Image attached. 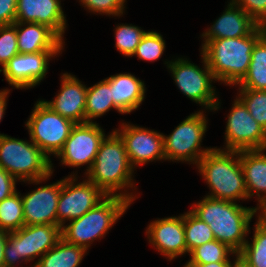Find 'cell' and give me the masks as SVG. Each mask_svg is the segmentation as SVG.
Segmentation results:
<instances>
[{"instance_id": "cell-1", "label": "cell", "mask_w": 266, "mask_h": 267, "mask_svg": "<svg viewBox=\"0 0 266 267\" xmlns=\"http://www.w3.org/2000/svg\"><path fill=\"white\" fill-rule=\"evenodd\" d=\"M134 171L125 145L113 129L100 143L95 160L85 176L106 195L121 196L133 203L138 198V193H130L128 190L137 189Z\"/></svg>"}, {"instance_id": "cell-2", "label": "cell", "mask_w": 266, "mask_h": 267, "mask_svg": "<svg viewBox=\"0 0 266 267\" xmlns=\"http://www.w3.org/2000/svg\"><path fill=\"white\" fill-rule=\"evenodd\" d=\"M192 204L190 211L209 225L216 240L225 243L237 254L243 249L251 233L250 222L259 215L256 206L244 207L237 202L208 196Z\"/></svg>"}, {"instance_id": "cell-3", "label": "cell", "mask_w": 266, "mask_h": 267, "mask_svg": "<svg viewBox=\"0 0 266 267\" xmlns=\"http://www.w3.org/2000/svg\"><path fill=\"white\" fill-rule=\"evenodd\" d=\"M265 33L266 27L258 25L247 36L209 40L201 47L200 54L205 57L217 82L234 86L244 78L253 48Z\"/></svg>"}, {"instance_id": "cell-4", "label": "cell", "mask_w": 266, "mask_h": 267, "mask_svg": "<svg viewBox=\"0 0 266 267\" xmlns=\"http://www.w3.org/2000/svg\"><path fill=\"white\" fill-rule=\"evenodd\" d=\"M214 147L196 165L209 187L208 197L237 202L248 200L240 151Z\"/></svg>"}, {"instance_id": "cell-5", "label": "cell", "mask_w": 266, "mask_h": 267, "mask_svg": "<svg viewBox=\"0 0 266 267\" xmlns=\"http://www.w3.org/2000/svg\"><path fill=\"white\" fill-rule=\"evenodd\" d=\"M0 167L19 182L40 184L51 178L54 167L49 158L31 140L0 135Z\"/></svg>"}, {"instance_id": "cell-6", "label": "cell", "mask_w": 266, "mask_h": 267, "mask_svg": "<svg viewBox=\"0 0 266 267\" xmlns=\"http://www.w3.org/2000/svg\"><path fill=\"white\" fill-rule=\"evenodd\" d=\"M131 204L124 197L107 195L83 216L64 224L61 227L62 238L68 243L89 250L95 240L106 236Z\"/></svg>"}, {"instance_id": "cell-7", "label": "cell", "mask_w": 266, "mask_h": 267, "mask_svg": "<svg viewBox=\"0 0 266 267\" xmlns=\"http://www.w3.org/2000/svg\"><path fill=\"white\" fill-rule=\"evenodd\" d=\"M201 59L202 68L186 57L166 60L164 64H166L172 79L183 95L202 106L204 108L202 110L206 108L207 111H218L221 107V100L218 99L215 86H213L217 80L202 54Z\"/></svg>"}, {"instance_id": "cell-8", "label": "cell", "mask_w": 266, "mask_h": 267, "mask_svg": "<svg viewBox=\"0 0 266 267\" xmlns=\"http://www.w3.org/2000/svg\"><path fill=\"white\" fill-rule=\"evenodd\" d=\"M62 238L61 226L52 224L24 225L8 233L4 247V267H16L43 256Z\"/></svg>"}, {"instance_id": "cell-9", "label": "cell", "mask_w": 266, "mask_h": 267, "mask_svg": "<svg viewBox=\"0 0 266 267\" xmlns=\"http://www.w3.org/2000/svg\"><path fill=\"white\" fill-rule=\"evenodd\" d=\"M205 111H195L175 127L169 135L163 134L165 160L197 165L214 147L202 148L208 119Z\"/></svg>"}, {"instance_id": "cell-10", "label": "cell", "mask_w": 266, "mask_h": 267, "mask_svg": "<svg viewBox=\"0 0 266 267\" xmlns=\"http://www.w3.org/2000/svg\"><path fill=\"white\" fill-rule=\"evenodd\" d=\"M26 121L25 126L30 140L49 158L58 154L76 125L73 121L54 112L43 102V99L36 101Z\"/></svg>"}, {"instance_id": "cell-11", "label": "cell", "mask_w": 266, "mask_h": 267, "mask_svg": "<svg viewBox=\"0 0 266 267\" xmlns=\"http://www.w3.org/2000/svg\"><path fill=\"white\" fill-rule=\"evenodd\" d=\"M72 173L61 179L57 206V226L61 227L66 222L83 216L107 196L86 178H83L82 182H77V173Z\"/></svg>"}, {"instance_id": "cell-12", "label": "cell", "mask_w": 266, "mask_h": 267, "mask_svg": "<svg viewBox=\"0 0 266 267\" xmlns=\"http://www.w3.org/2000/svg\"><path fill=\"white\" fill-rule=\"evenodd\" d=\"M225 147L222 150L242 151L266 149V131L251 116L244 103L236 96L227 115Z\"/></svg>"}, {"instance_id": "cell-13", "label": "cell", "mask_w": 266, "mask_h": 267, "mask_svg": "<svg viewBox=\"0 0 266 267\" xmlns=\"http://www.w3.org/2000/svg\"><path fill=\"white\" fill-rule=\"evenodd\" d=\"M104 129L94 123L76 124L62 149L55 156L61 165L80 168L87 165L84 174L91 168L100 143L105 138Z\"/></svg>"}, {"instance_id": "cell-14", "label": "cell", "mask_w": 266, "mask_h": 267, "mask_svg": "<svg viewBox=\"0 0 266 267\" xmlns=\"http://www.w3.org/2000/svg\"><path fill=\"white\" fill-rule=\"evenodd\" d=\"M129 123L122 122L120 129L116 128L114 131L125 145L131 166L135 169L148 162L166 161L163 133Z\"/></svg>"}, {"instance_id": "cell-15", "label": "cell", "mask_w": 266, "mask_h": 267, "mask_svg": "<svg viewBox=\"0 0 266 267\" xmlns=\"http://www.w3.org/2000/svg\"><path fill=\"white\" fill-rule=\"evenodd\" d=\"M62 52H38L32 54H17L5 67L3 72L5 80L12 89H30L44 80L49 69V61Z\"/></svg>"}, {"instance_id": "cell-16", "label": "cell", "mask_w": 266, "mask_h": 267, "mask_svg": "<svg viewBox=\"0 0 266 267\" xmlns=\"http://www.w3.org/2000/svg\"><path fill=\"white\" fill-rule=\"evenodd\" d=\"M145 232L149 244L169 261L186 255L184 214L153 220Z\"/></svg>"}, {"instance_id": "cell-17", "label": "cell", "mask_w": 266, "mask_h": 267, "mask_svg": "<svg viewBox=\"0 0 266 267\" xmlns=\"http://www.w3.org/2000/svg\"><path fill=\"white\" fill-rule=\"evenodd\" d=\"M61 179L21 195L25 225H57Z\"/></svg>"}, {"instance_id": "cell-18", "label": "cell", "mask_w": 266, "mask_h": 267, "mask_svg": "<svg viewBox=\"0 0 266 267\" xmlns=\"http://www.w3.org/2000/svg\"><path fill=\"white\" fill-rule=\"evenodd\" d=\"M60 90L54 100L43 102L54 112L62 117L73 121L75 124L86 123L85 103L87 86L83 84L75 75L63 73Z\"/></svg>"}, {"instance_id": "cell-19", "label": "cell", "mask_w": 266, "mask_h": 267, "mask_svg": "<svg viewBox=\"0 0 266 267\" xmlns=\"http://www.w3.org/2000/svg\"><path fill=\"white\" fill-rule=\"evenodd\" d=\"M15 22L46 25L63 41L67 30L66 15L61 0H17Z\"/></svg>"}, {"instance_id": "cell-20", "label": "cell", "mask_w": 266, "mask_h": 267, "mask_svg": "<svg viewBox=\"0 0 266 267\" xmlns=\"http://www.w3.org/2000/svg\"><path fill=\"white\" fill-rule=\"evenodd\" d=\"M257 26L258 24L245 11L230 0L220 17L202 33L201 37L204 40L201 47L209 40L247 36Z\"/></svg>"}, {"instance_id": "cell-21", "label": "cell", "mask_w": 266, "mask_h": 267, "mask_svg": "<svg viewBox=\"0 0 266 267\" xmlns=\"http://www.w3.org/2000/svg\"><path fill=\"white\" fill-rule=\"evenodd\" d=\"M19 54L62 52L63 41L51 28L38 23L16 22Z\"/></svg>"}, {"instance_id": "cell-22", "label": "cell", "mask_w": 266, "mask_h": 267, "mask_svg": "<svg viewBox=\"0 0 266 267\" xmlns=\"http://www.w3.org/2000/svg\"><path fill=\"white\" fill-rule=\"evenodd\" d=\"M240 163L248 199L255 195L258 201L256 207L260 210L266 206V149L240 151Z\"/></svg>"}, {"instance_id": "cell-23", "label": "cell", "mask_w": 266, "mask_h": 267, "mask_svg": "<svg viewBox=\"0 0 266 267\" xmlns=\"http://www.w3.org/2000/svg\"><path fill=\"white\" fill-rule=\"evenodd\" d=\"M114 105L123 113L130 114L141 106L145 99L146 85L131 73H117L107 77Z\"/></svg>"}, {"instance_id": "cell-24", "label": "cell", "mask_w": 266, "mask_h": 267, "mask_svg": "<svg viewBox=\"0 0 266 267\" xmlns=\"http://www.w3.org/2000/svg\"><path fill=\"white\" fill-rule=\"evenodd\" d=\"M88 252L85 248L68 243L63 238L36 260L31 267H79Z\"/></svg>"}, {"instance_id": "cell-25", "label": "cell", "mask_w": 266, "mask_h": 267, "mask_svg": "<svg viewBox=\"0 0 266 267\" xmlns=\"http://www.w3.org/2000/svg\"><path fill=\"white\" fill-rule=\"evenodd\" d=\"M111 109L123 114L112 99L110 83L107 78L99 81L91 87H87L85 114L86 123H94V119L103 116Z\"/></svg>"}, {"instance_id": "cell-26", "label": "cell", "mask_w": 266, "mask_h": 267, "mask_svg": "<svg viewBox=\"0 0 266 267\" xmlns=\"http://www.w3.org/2000/svg\"><path fill=\"white\" fill-rule=\"evenodd\" d=\"M251 57L247 74L235 87L266 91V33L256 42Z\"/></svg>"}, {"instance_id": "cell-27", "label": "cell", "mask_w": 266, "mask_h": 267, "mask_svg": "<svg viewBox=\"0 0 266 267\" xmlns=\"http://www.w3.org/2000/svg\"><path fill=\"white\" fill-rule=\"evenodd\" d=\"M256 219L252 243L247 240L238 254L253 267H266V221L260 215Z\"/></svg>"}, {"instance_id": "cell-28", "label": "cell", "mask_w": 266, "mask_h": 267, "mask_svg": "<svg viewBox=\"0 0 266 267\" xmlns=\"http://www.w3.org/2000/svg\"><path fill=\"white\" fill-rule=\"evenodd\" d=\"M190 259L184 265H200L216 262H232L230 256L237 254L225 243L214 239L197 246L189 252Z\"/></svg>"}, {"instance_id": "cell-29", "label": "cell", "mask_w": 266, "mask_h": 267, "mask_svg": "<svg viewBox=\"0 0 266 267\" xmlns=\"http://www.w3.org/2000/svg\"><path fill=\"white\" fill-rule=\"evenodd\" d=\"M24 225L21 193L17 191L0 202V229L10 233Z\"/></svg>"}, {"instance_id": "cell-30", "label": "cell", "mask_w": 266, "mask_h": 267, "mask_svg": "<svg viewBox=\"0 0 266 267\" xmlns=\"http://www.w3.org/2000/svg\"><path fill=\"white\" fill-rule=\"evenodd\" d=\"M184 231L188 255L197 246L215 239L209 225L196 217L190 210L184 213Z\"/></svg>"}, {"instance_id": "cell-31", "label": "cell", "mask_w": 266, "mask_h": 267, "mask_svg": "<svg viewBox=\"0 0 266 267\" xmlns=\"http://www.w3.org/2000/svg\"><path fill=\"white\" fill-rule=\"evenodd\" d=\"M146 32L133 24H117L114 30L115 48L123 56L132 57Z\"/></svg>"}, {"instance_id": "cell-32", "label": "cell", "mask_w": 266, "mask_h": 267, "mask_svg": "<svg viewBox=\"0 0 266 267\" xmlns=\"http://www.w3.org/2000/svg\"><path fill=\"white\" fill-rule=\"evenodd\" d=\"M165 47L163 35L153 30L147 31L132 56H137L139 60L154 62L162 58Z\"/></svg>"}, {"instance_id": "cell-33", "label": "cell", "mask_w": 266, "mask_h": 267, "mask_svg": "<svg viewBox=\"0 0 266 267\" xmlns=\"http://www.w3.org/2000/svg\"><path fill=\"white\" fill-rule=\"evenodd\" d=\"M238 98L266 131V91L238 88Z\"/></svg>"}, {"instance_id": "cell-34", "label": "cell", "mask_w": 266, "mask_h": 267, "mask_svg": "<svg viewBox=\"0 0 266 267\" xmlns=\"http://www.w3.org/2000/svg\"><path fill=\"white\" fill-rule=\"evenodd\" d=\"M17 54L19 51L16 22L10 25H0V70Z\"/></svg>"}, {"instance_id": "cell-35", "label": "cell", "mask_w": 266, "mask_h": 267, "mask_svg": "<svg viewBox=\"0 0 266 267\" xmlns=\"http://www.w3.org/2000/svg\"><path fill=\"white\" fill-rule=\"evenodd\" d=\"M86 10L96 15L120 17L125 14L126 0H79ZM124 13V14H123Z\"/></svg>"}, {"instance_id": "cell-36", "label": "cell", "mask_w": 266, "mask_h": 267, "mask_svg": "<svg viewBox=\"0 0 266 267\" xmlns=\"http://www.w3.org/2000/svg\"><path fill=\"white\" fill-rule=\"evenodd\" d=\"M258 25L266 27V0H232Z\"/></svg>"}, {"instance_id": "cell-37", "label": "cell", "mask_w": 266, "mask_h": 267, "mask_svg": "<svg viewBox=\"0 0 266 267\" xmlns=\"http://www.w3.org/2000/svg\"><path fill=\"white\" fill-rule=\"evenodd\" d=\"M17 182L16 178L0 167V202L17 192Z\"/></svg>"}, {"instance_id": "cell-38", "label": "cell", "mask_w": 266, "mask_h": 267, "mask_svg": "<svg viewBox=\"0 0 266 267\" xmlns=\"http://www.w3.org/2000/svg\"><path fill=\"white\" fill-rule=\"evenodd\" d=\"M17 0H0V25L14 24Z\"/></svg>"}, {"instance_id": "cell-39", "label": "cell", "mask_w": 266, "mask_h": 267, "mask_svg": "<svg viewBox=\"0 0 266 267\" xmlns=\"http://www.w3.org/2000/svg\"><path fill=\"white\" fill-rule=\"evenodd\" d=\"M10 90L11 89H7V88H4V89H1L0 90V122L2 121V118L4 117L5 115V110L7 109V99H8V95L10 93ZM0 135H2L0 133Z\"/></svg>"}, {"instance_id": "cell-40", "label": "cell", "mask_w": 266, "mask_h": 267, "mask_svg": "<svg viewBox=\"0 0 266 267\" xmlns=\"http://www.w3.org/2000/svg\"><path fill=\"white\" fill-rule=\"evenodd\" d=\"M8 232L0 229V267H4V247L7 241Z\"/></svg>"}, {"instance_id": "cell-41", "label": "cell", "mask_w": 266, "mask_h": 267, "mask_svg": "<svg viewBox=\"0 0 266 267\" xmlns=\"http://www.w3.org/2000/svg\"><path fill=\"white\" fill-rule=\"evenodd\" d=\"M233 262H212L200 265H183V267H232Z\"/></svg>"}, {"instance_id": "cell-42", "label": "cell", "mask_w": 266, "mask_h": 267, "mask_svg": "<svg viewBox=\"0 0 266 267\" xmlns=\"http://www.w3.org/2000/svg\"><path fill=\"white\" fill-rule=\"evenodd\" d=\"M232 267H253L246 262L239 254H236L233 260Z\"/></svg>"}, {"instance_id": "cell-43", "label": "cell", "mask_w": 266, "mask_h": 267, "mask_svg": "<svg viewBox=\"0 0 266 267\" xmlns=\"http://www.w3.org/2000/svg\"><path fill=\"white\" fill-rule=\"evenodd\" d=\"M259 215L266 221V206L259 210Z\"/></svg>"}]
</instances>
